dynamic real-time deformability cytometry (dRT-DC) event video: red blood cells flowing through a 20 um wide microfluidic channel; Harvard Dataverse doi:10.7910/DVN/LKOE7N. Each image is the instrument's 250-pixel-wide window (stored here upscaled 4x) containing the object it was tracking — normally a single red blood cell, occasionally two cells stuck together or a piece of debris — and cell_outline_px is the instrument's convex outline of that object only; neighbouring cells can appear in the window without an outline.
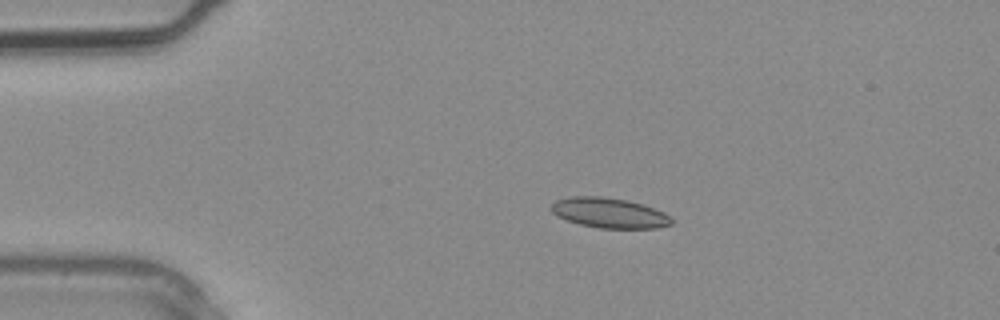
{"species": "common noctule bat (a hibernating species)", "species_latin": "Nyctalus noctula", "temperature_condition": "warm", "stored_images_in_passage": 4, "segment_of_instrument_passage": [1, 2], "camera_frame_rate_fps": 3000, "um_per_image_px": 0.085, "animal": {"sex": "male", "body_mass_g": 20.4}, "frame": {"image": 1, "passage_image": 2, "time_ms": 0.333, "image_size_px": [1000, 320], "cell_outline_px": [[672, 224], [656, 228], [600, 228], [580, 224], [568, 220], [552, 212], [552, 204], [556, 200], [572, 196], [604, 196], [628, 200], [644, 204], [664, 212], [672, 220]], "centroid_in_image_um": [51.82, 18.08], "position_along_channel_um": 33.2, "area_um2": 20.98}}